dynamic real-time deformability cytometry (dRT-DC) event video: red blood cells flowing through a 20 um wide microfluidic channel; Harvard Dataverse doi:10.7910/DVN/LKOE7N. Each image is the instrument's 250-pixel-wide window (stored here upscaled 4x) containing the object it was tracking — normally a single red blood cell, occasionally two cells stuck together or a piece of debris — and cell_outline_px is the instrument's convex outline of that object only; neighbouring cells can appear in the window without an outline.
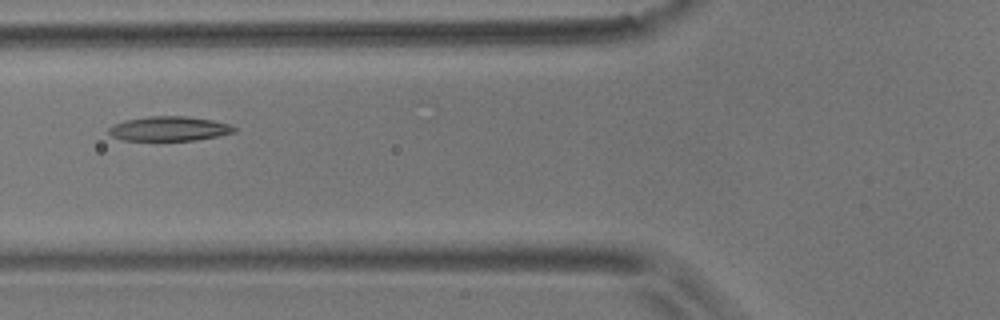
{"species": "common noctule bat (a hibernating species)", "species_latin": "Nyctalus noctula", "temperature_condition": "room temperature", "stored_images_in_passage": 7, "camera_frame_rate_fps": 3000, "um_per_image_px": 0.085, "animal": {"sex": "male", "body_mass_g": 17.9}, "frame": {"image": 1, "passage_image": 2, "time_ms": 1.333, "image_size_px": [1000, 320], "cell_outline_px": [[236, 132], [216, 136], [192, 140], [124, 140], [112, 136], [108, 132], [108, 128], [124, 120], [148, 116], [184, 116], [212, 120], [228, 124], [236, 128]], "centroid_in_image_um": [14.36, 10.93], "position_along_channel_um": 111.4, "area_um2": 17.69}}
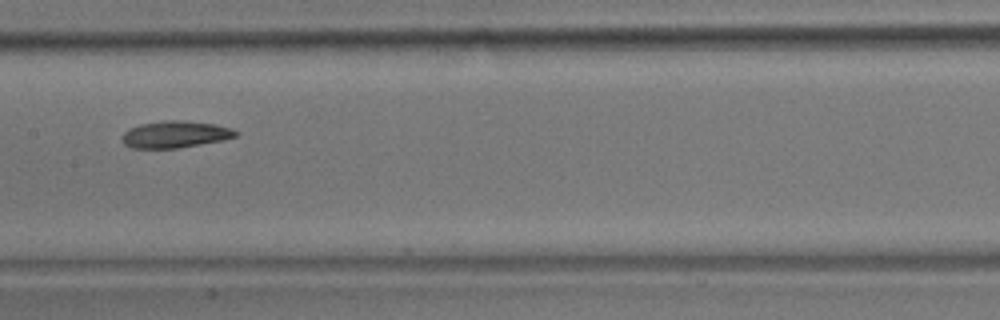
{"frame": {"image": 2, "passage_image": 4, "time_ms": 3.667, "image_size_px": [1000, 320], "cell_outline_px": [[240, 132], [236, 136], [224, 140], [176, 148], [132, 148], [124, 144], [120, 140], [124, 132], [128, 128], [140, 124], [164, 120], [180, 120], [216, 124], [232, 128]], "centroid_in_image_um": [14.88, 11.41], "position_along_channel_um": 192.5, "area_um2": 17.92}}
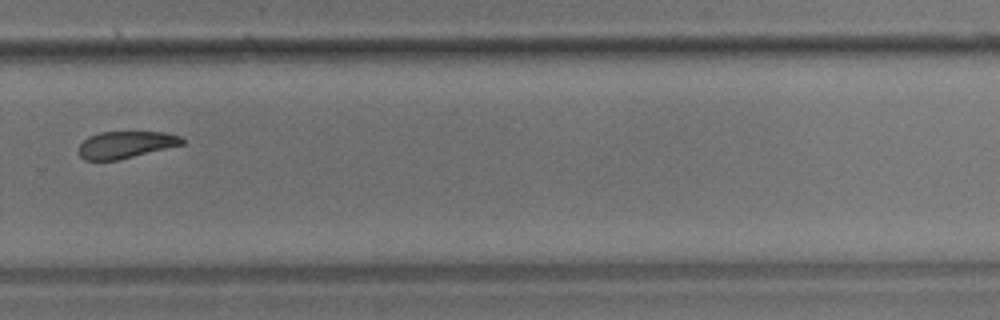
{"frame": {"image": 3, "passage_image": 7, "time_ms": 7.333, "image_size_px": [1000, 320], "cell_outline_px": [[184, 144], [120, 160], [84, 160], [80, 156], [80, 144], [88, 136], [100, 132], [164, 132], [180, 136], [184, 140]], "centroid_in_image_um": [10.7, 12.3], "position_along_channel_um": 319.1, "area_um2": 16.24}}